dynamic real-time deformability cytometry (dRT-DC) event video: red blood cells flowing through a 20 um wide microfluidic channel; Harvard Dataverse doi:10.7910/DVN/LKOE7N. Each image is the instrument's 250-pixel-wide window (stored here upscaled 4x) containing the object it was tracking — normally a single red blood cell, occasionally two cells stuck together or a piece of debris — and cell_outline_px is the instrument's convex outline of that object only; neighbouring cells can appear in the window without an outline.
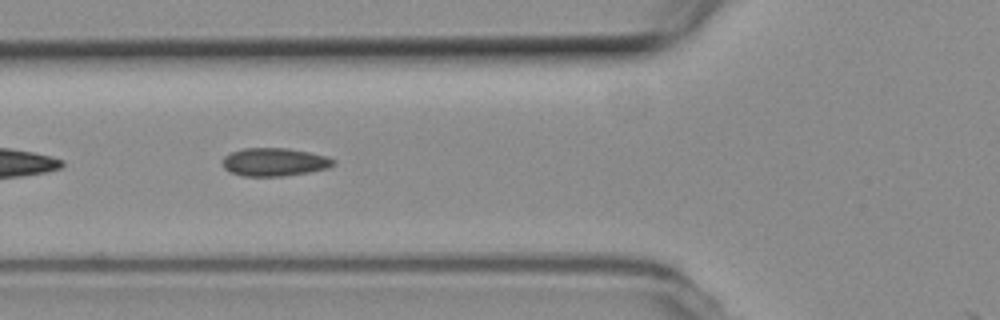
{"species": "common noctule bat (a hibernating species)", "species_latin": "Nyctalus noctula", "temperature_condition": "room temperature", "stored_images_in_passage": 29, "camera_frame_rate_fps": 3000, "um_per_image_px": 0.085, "animal": {"sex": "female", "body_mass_g": 19.3, "forearm_length_mm": 54.1}, "frame": {"image": 1, "passage_image": 5, "time_ms": 1.333, "image_size_px": [1000, 320], "cell_outline_px": [[336, 164], [328, 168], [308, 172], [284, 176], [244, 176], [232, 172], [224, 168], [224, 156], [232, 152], [244, 148], [288, 148], [328, 156], [336, 160]], "centroid_in_image_um": [23.38, 13.77], "position_along_channel_um": 102.4, "area_um2": 18.09}}
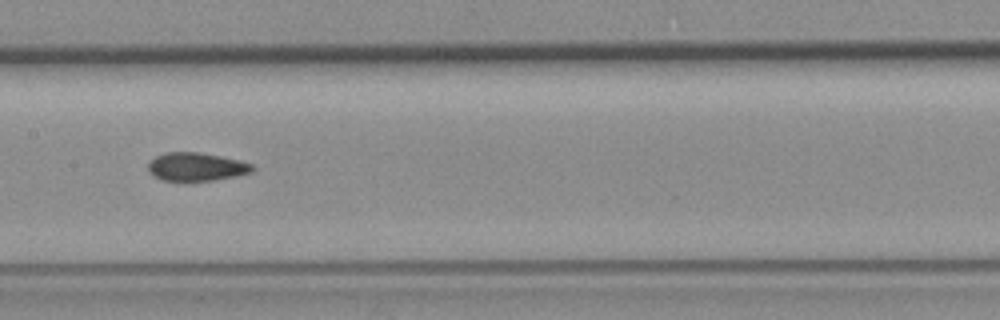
{"frame": {"image": 2, "passage_image": 12, "time_ms": 3.667, "image_size_px": [1000, 320], "cell_outline_px": [[256, 168], [252, 172], [236, 176], [216, 180], [164, 180], [148, 172], [148, 164], [156, 156], [168, 152], [200, 152], [220, 156], [252, 164]], "centroid_in_image_um": [16.71, 14.17], "position_along_channel_um": 190.7, "area_um2": 16.94}}
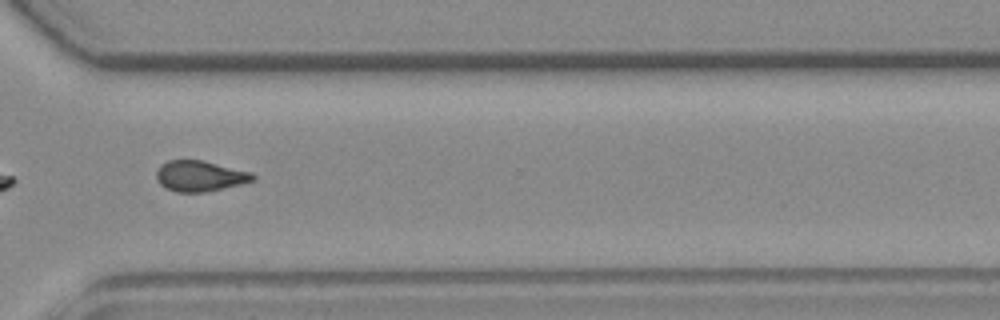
{"frame": {"image": 3, "passage_image": 25, "time_ms": 8.0, "image_size_px": [1000, 320], "cell_outline_px": [[256, 180], [240, 184], [204, 192], [176, 192], [164, 188], [156, 180], [156, 172], [160, 164], [168, 160], [200, 160], [252, 172], [256, 176]], "centroid_in_image_um": [16.96, 14.96], "position_along_channel_um": 353.6, "area_um2": 17.28}, "authors_computed_cell_mechanics": {"area_um2": 17.5134, "velocity_mm_per_s": 3.7654, "shape_relaxation_time_tau1_ms": null, "shape_relaxation_time_tau2_ms": 2.3598, "deformation_change_tau1": null, "deformation_change_tau2": 0.0603}}